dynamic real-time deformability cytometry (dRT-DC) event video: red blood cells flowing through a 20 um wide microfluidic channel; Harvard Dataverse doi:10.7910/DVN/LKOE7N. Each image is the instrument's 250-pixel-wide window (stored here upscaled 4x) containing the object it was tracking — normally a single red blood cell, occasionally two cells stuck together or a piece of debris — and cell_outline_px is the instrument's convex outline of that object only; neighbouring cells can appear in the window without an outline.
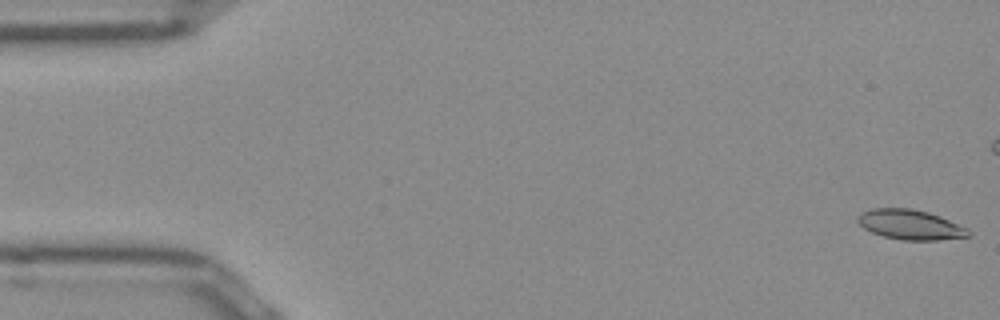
{"species": "Egyptian fruit bat (a non-hibernating species)", "species_latin": "Rousettus aegyptiacus", "temperature_condition": "room temperature", "stored_images_in_passage": 52, "camera_frame_rate_fps": 3000, "um_per_image_px": 0.085, "frame": {"image": 1, "passage_image": 1, "time_ms": 0.0, "image_size_px": [1000, 320], "cell_outline_px": [[972, 236], [940, 240], [900, 240], [884, 236], [872, 232], [864, 228], [856, 220], [860, 212], [872, 208], [912, 208], [928, 212], [940, 216], [968, 228], [972, 232]], "centroid_in_image_um": [77.4, 19.09], "position_along_channel_um": 7.6, "area_um2": 19.48}}
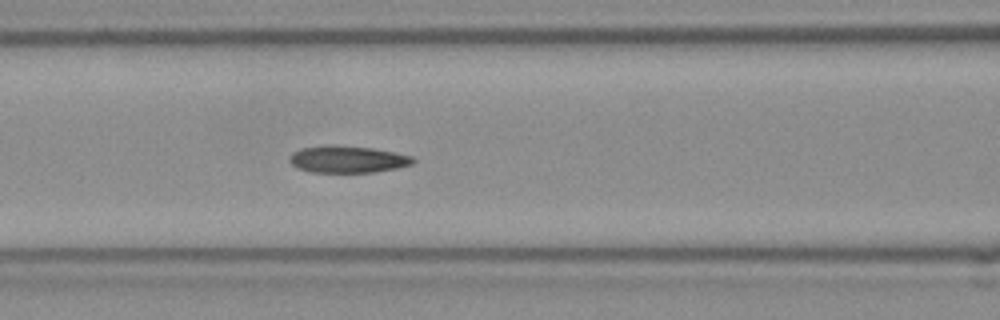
{"frame": {"image": 2, "passage_image": 21, "time_ms": 6.667, "image_size_px": [1000, 320], "cell_outline_px": [[416, 160], [412, 164], [396, 168], [372, 172], [308, 172], [296, 168], [288, 160], [288, 156], [292, 152], [300, 148], [332, 144], [372, 148], [412, 156]], "centroid_in_image_um": [29.47, 13.53], "position_along_channel_um": 137.1, "area_um2": 19.54}}
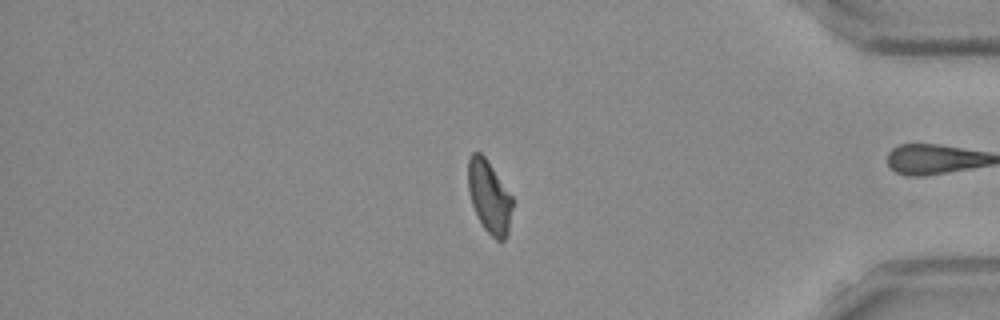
{"frame": {"image": 3, "passage_image": 43, "time_ms": 14.0, "image_size_px": [1000, 320], "cell_outline_px": [[512, 208], [508, 232], [504, 240], [496, 240], [484, 228], [472, 204], [468, 188], [468, 160], [472, 152], [480, 152], [484, 156], [512, 196]], "centroid_in_image_um": [41.58, 16.72], "position_along_channel_um": 393.6, "area_um2": 18.38}, "authors_computed_cell_mechanics": {"area_um2": 19.1029, "velocity_mm_per_s": 3.9285, "shape_relaxation_time_tau1_ms": null, "shape_relaxation_time_tau2_ms": 3.8087, "deformation_change_tau1": null, "deformation_change_tau2": 0.1004}}